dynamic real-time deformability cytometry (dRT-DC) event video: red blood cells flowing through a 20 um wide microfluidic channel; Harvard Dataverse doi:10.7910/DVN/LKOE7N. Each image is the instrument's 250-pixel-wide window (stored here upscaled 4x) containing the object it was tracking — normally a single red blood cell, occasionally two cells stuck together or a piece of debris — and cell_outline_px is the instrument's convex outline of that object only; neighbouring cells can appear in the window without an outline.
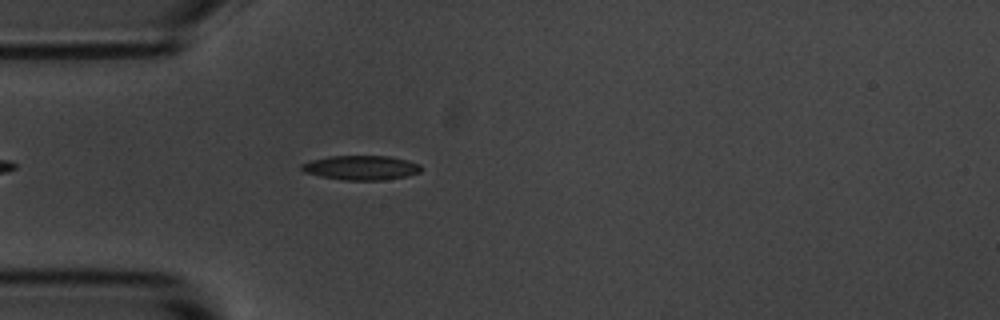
{"species": "common noctule bat (a hibernating species)", "species_latin": "Nyctalus noctula", "temperature_condition": "room temperature", "stored_images_in_passage": 17, "camera_frame_rate_fps": 3000, "um_per_image_px": 0.085, "animal": {"sex": "male", "body_mass_g": 20.1, "forearm_length_mm": 53.5}, "frame": {"image": 1, "passage_image": 6, "time_ms": 1.667, "image_size_px": [1000, 320], "cell_outline_px": [[420, 172], [404, 176], [384, 180], [344, 180], [320, 176], [304, 172], [300, 168], [300, 164], [312, 160], [328, 156], [392, 156], [408, 160], [420, 164]], "centroid_in_image_um": [30.67, 14.25], "position_along_channel_um": 54.3, "area_um2": 16.99}}
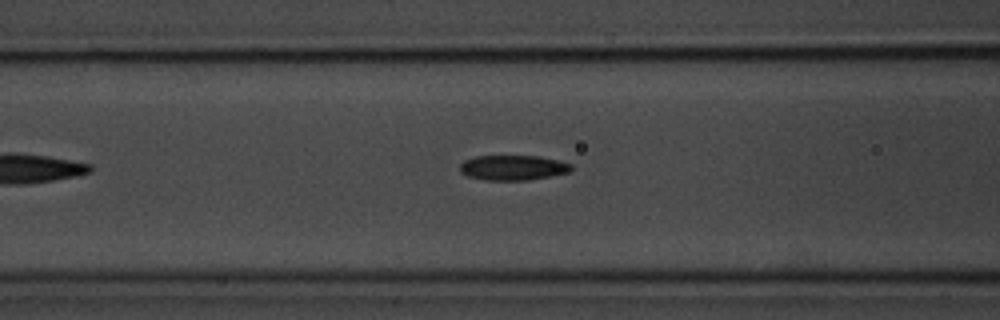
{"frame": {"image": 2, "passage_image": 12, "time_ms": 3.667, "image_size_px": [1000, 320], "cell_outline_px": [[572, 168], [568, 172], [528, 180], [484, 180], [468, 176], [460, 172], [460, 164], [464, 160], [476, 156], [540, 156], [572, 164]], "centroid_in_image_um": [43.56, 14.25], "position_along_channel_um": 123.0, "area_um2": 16.13}}
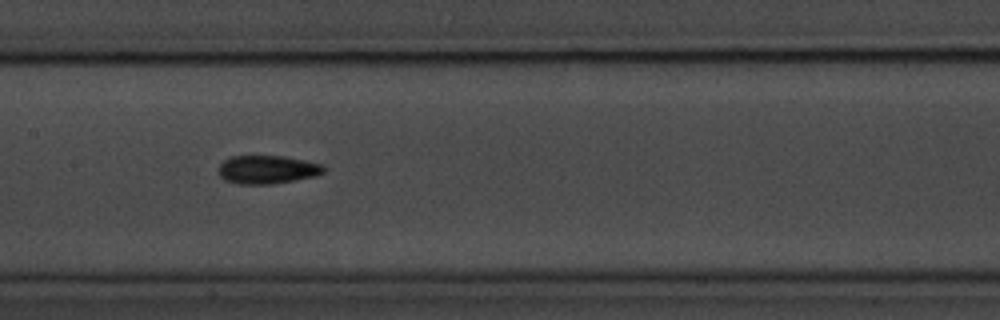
{"frame": {"image": 3, "passage_image": 17, "time_ms": 5.333, "image_size_px": [1000, 320], "cell_outline_px": [[324, 172], [316, 176], [296, 180], [272, 184], [240, 184], [224, 180], [220, 176], [220, 164], [224, 160], [232, 156], [284, 156], [324, 164]], "centroid_in_image_um": [22.75, 14.41], "position_along_channel_um": 184.7, "area_um2": 17.4}}